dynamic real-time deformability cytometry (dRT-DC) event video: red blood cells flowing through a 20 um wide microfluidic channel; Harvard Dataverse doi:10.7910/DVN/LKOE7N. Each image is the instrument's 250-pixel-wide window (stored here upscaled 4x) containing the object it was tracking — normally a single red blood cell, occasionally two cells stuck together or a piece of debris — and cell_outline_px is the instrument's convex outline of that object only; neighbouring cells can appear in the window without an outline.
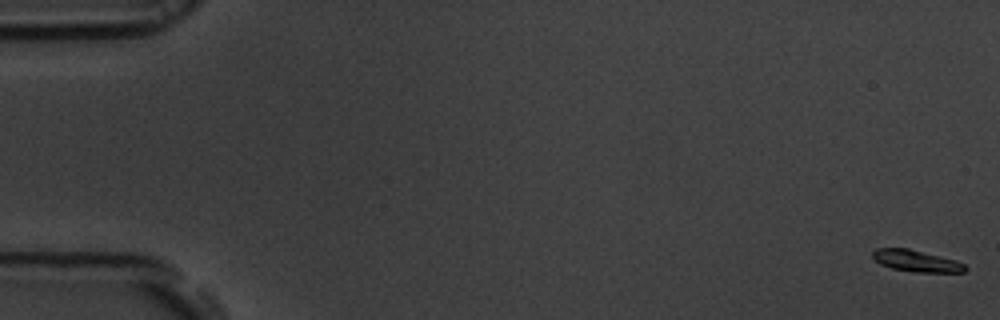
{"species": "common noctule bat (a hibernating species)", "species_latin": "Nyctalus noctula", "temperature_condition": "room temperature", "stored_images_in_passage": 7, "camera_frame_rate_fps": 3000, "um_per_image_px": 0.085, "animal": {"sex": "male", "body_mass_g": 19.5, "forearm_length_mm": 54.6}, "frame": {"image": 1, "passage_image": 1, "time_ms": 0.0, "image_size_px": [1000, 320], "cell_outline_px": [[968, 268], [964, 272], [916, 272], [892, 268], [880, 264], [872, 256], [872, 252], [876, 248], [908, 248], [956, 260], [964, 264]], "centroid_in_image_um": [77.89, 22.17], "position_along_channel_um": 7.1, "area_um2": 11.56}}